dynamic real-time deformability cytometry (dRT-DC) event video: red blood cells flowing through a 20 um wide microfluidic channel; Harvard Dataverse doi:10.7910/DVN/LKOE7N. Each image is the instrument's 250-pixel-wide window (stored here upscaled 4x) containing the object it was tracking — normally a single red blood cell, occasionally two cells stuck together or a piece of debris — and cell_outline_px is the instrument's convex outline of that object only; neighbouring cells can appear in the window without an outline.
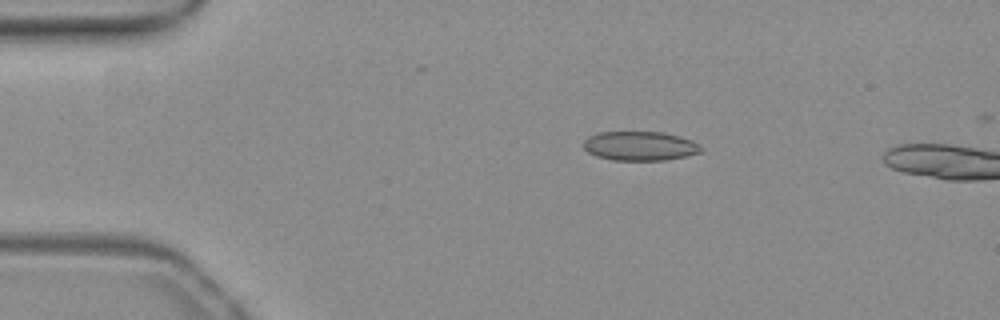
{"species": "common noctule bat (a hibernating species)", "species_latin": "Nyctalus noctula", "temperature_condition": "warm", "stored_images_in_passage": 13, "camera_frame_rate_fps": 3000, "um_per_image_px": 0.085, "animal": {"sex": "female", "body_mass_g": 19.3, "forearm_length_mm": 54.1}, "frame": {"image": 1, "passage_image": 10, "time_ms": 3.0, "image_size_px": [1000, 320], "cell_outline_px": [[704, 148], [700, 152], [684, 156], [664, 160], [612, 160], [596, 156], [588, 152], [584, 148], [584, 140], [588, 136], [600, 132], [660, 132], [680, 136], [692, 140], [700, 144]], "centroid_in_image_um": [54.4, 12.4], "position_along_channel_um": 30.6, "area_um2": 20.0}}